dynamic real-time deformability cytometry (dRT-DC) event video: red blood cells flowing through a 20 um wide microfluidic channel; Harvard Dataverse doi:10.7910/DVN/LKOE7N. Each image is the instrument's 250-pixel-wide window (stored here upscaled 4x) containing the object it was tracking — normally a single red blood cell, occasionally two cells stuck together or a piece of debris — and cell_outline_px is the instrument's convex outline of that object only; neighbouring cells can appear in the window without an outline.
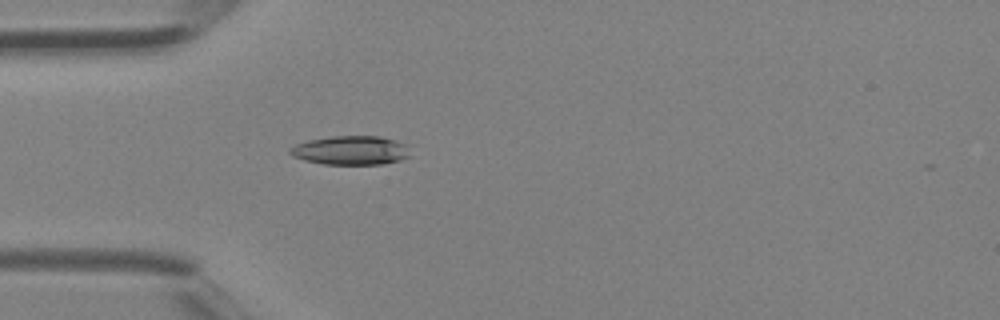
{"species": "Egyptian fruit bat (a non-hibernating species)", "species_latin": "Rousettus aegyptiacus", "temperature_condition": "room temperature", "stored_images_in_passage": 42, "camera_frame_rate_fps": 3000, "um_per_image_px": 0.085, "animal": {"sex": "female"}, "frame": {"image": 1, "passage_image": 13, "time_ms": 4.0, "image_size_px": [1000, 320], "cell_outline_px": [[408, 156], [400, 160], [384, 164], [324, 164], [304, 160], [292, 156], [288, 152], [288, 148], [296, 144], [308, 140], [332, 136], [380, 136], [408, 144]], "centroid_in_image_um": [29.79, 12.77], "position_along_channel_um": 55.2, "area_um2": 20.35}}
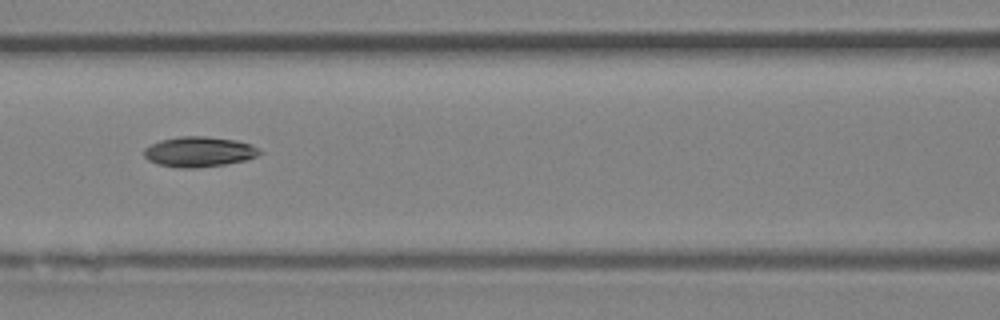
{"frame": {"image": 2, "passage_image": 19, "time_ms": 6.0, "image_size_px": [1000, 320], "cell_outline_px": [[264, 152], [256, 156], [244, 160], [224, 164], [196, 168], [176, 168], [156, 164], [148, 160], [144, 156], [144, 148], [160, 140], [180, 136], [204, 136], [236, 140], [252, 144]], "centroid_in_image_um": [16.9, 12.9], "position_along_channel_um": 149.7, "area_um2": 20.46}}
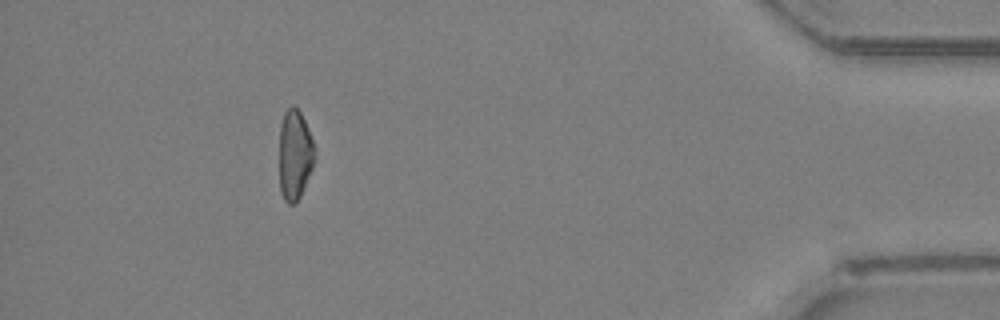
{"frame": {"image": 3, "passage_image": 38, "time_ms": 12.333, "image_size_px": [1000, 320], "cell_outline_px": [[316, 160], [300, 196], [292, 204], [288, 204], [284, 200], [280, 192], [280, 124], [284, 112], [292, 104], [300, 112], [308, 128], [316, 148]], "centroid_in_image_um": [25.08, 13.14], "position_along_channel_um": 410.1, "area_um2": 18.73}}